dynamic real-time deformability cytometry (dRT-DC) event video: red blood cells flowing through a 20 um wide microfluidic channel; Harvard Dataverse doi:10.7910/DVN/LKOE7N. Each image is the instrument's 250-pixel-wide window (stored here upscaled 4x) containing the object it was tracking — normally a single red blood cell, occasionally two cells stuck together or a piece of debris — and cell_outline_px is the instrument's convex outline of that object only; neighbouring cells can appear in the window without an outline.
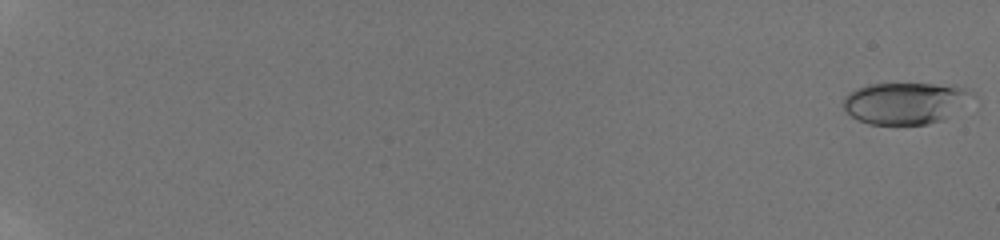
{"species": "human", "species_latin": "Homo sapiens", "temperature_condition": "room temperature", "stored_images_in_passage": 11, "camera_frame_rate_fps": 3000, "um_per_image_px": 0.085, "donor": {"sex": "male"}, "frame": {"image": 1, "passage_image": 1, "time_ms": 0.0, "image_size_px": [1000, 240], "cell_outline_px": [[976, 92], [972, 96], [944, 120], [928, 124], [868, 124], [856, 120], [840, 104], [844, 96], [848, 92], [856, 88], [868, 84], [956, 84], [968, 88]], "centroid_in_image_um": [76.91, 8.74], "position_along_channel_um": 8.1, "area_um2": 31.62}}